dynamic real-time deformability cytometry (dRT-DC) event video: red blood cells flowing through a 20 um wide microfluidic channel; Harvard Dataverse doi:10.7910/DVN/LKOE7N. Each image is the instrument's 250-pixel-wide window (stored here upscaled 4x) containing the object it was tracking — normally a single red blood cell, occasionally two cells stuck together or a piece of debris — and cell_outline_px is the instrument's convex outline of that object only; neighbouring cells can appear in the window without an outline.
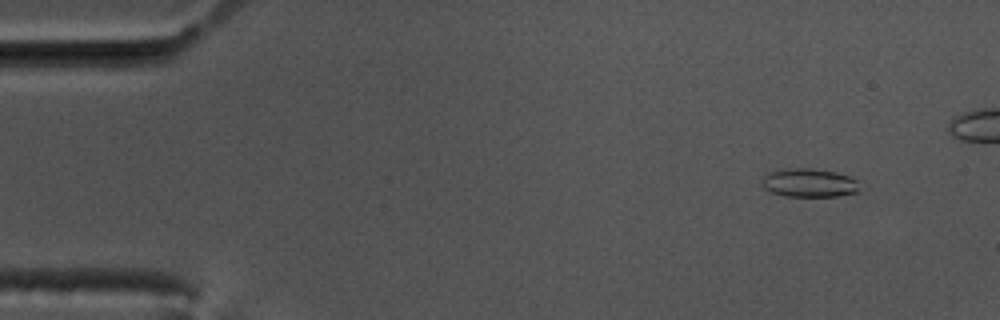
{"species": "common noctule bat (a hibernating species)", "species_latin": "Nyctalus noctula", "temperature_condition": "cold", "stored_images_in_passage": 53, "camera_frame_rate_fps": 3000, "um_per_image_px": 0.085, "animal": {"sex": "male", "body_mass_g": 17.5, "forearm_length_mm": 52.3}, "frame": {"image": 1, "passage_image": 6, "time_ms": 1.667, "image_size_px": [1000, 320], "cell_outline_px": [[860, 192], [840, 196], [784, 196], [772, 192], [764, 188], [760, 184], [760, 180], [768, 172], [796, 168], [812, 168], [836, 172], [848, 176], [856, 180]], "centroid_in_image_um": [68.77, 15.55], "position_along_channel_um": 16.2, "area_um2": 16.3}}
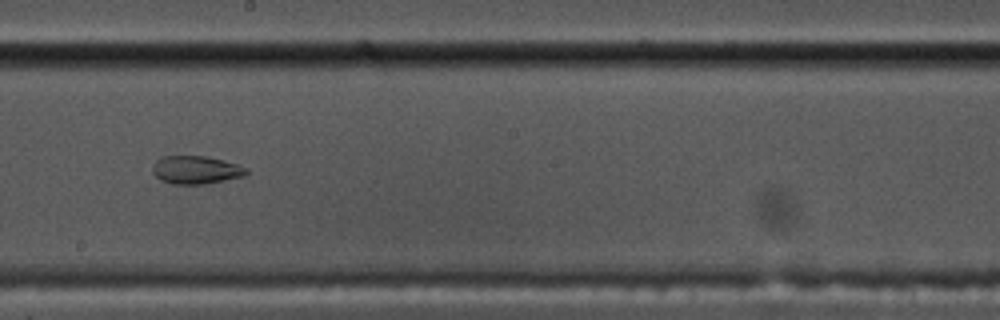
{"frame": {"image": 2, "passage_image": 33, "time_ms": 10.667, "image_size_px": [1000, 320], "cell_outline_px": [[248, 172], [244, 176], [204, 184], [172, 184], [160, 180], [152, 172], [152, 164], [156, 160], [164, 156], [204, 156], [224, 160], [248, 168]], "centroid_in_image_um": [16.63, 14.44], "position_along_channel_um": 231.6, "area_um2": 15.37}}
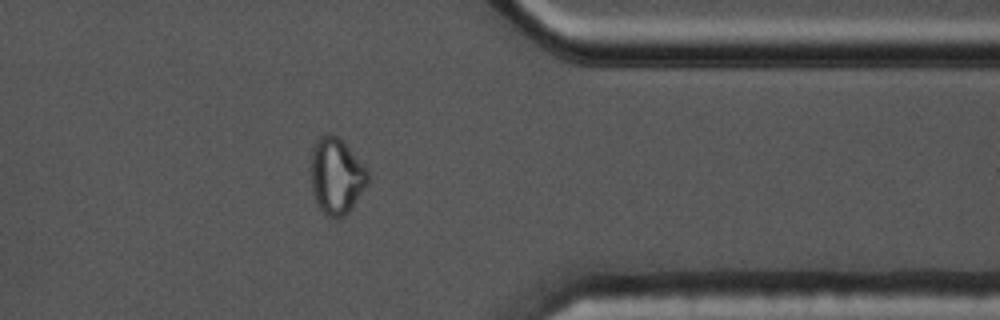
{"frame": {"image": 3, "passage_image": 47, "time_ms": 15.333, "image_size_px": [1000, 320], "cell_outline_px": [[368, 184], [352, 208], [344, 216], [336, 220], [332, 220], [320, 208], [312, 192], [308, 168], [312, 148], [316, 140], [320, 136], [336, 136], [344, 140], [368, 168]], "centroid_in_image_um": [28.58, 14.96], "position_along_channel_um": 382.8, "area_um2": 26.07}, "authors_computed_cell_mechanics": {"area_um2": 16.473, "velocity_mm_per_s": 3.4962, "shape_relaxation_time_tau1_ms": null, "shape_relaxation_time_tau2_ms": 1.4789, "deformation_change_tau1": null, "deformation_change_tau2": 0.0655}}